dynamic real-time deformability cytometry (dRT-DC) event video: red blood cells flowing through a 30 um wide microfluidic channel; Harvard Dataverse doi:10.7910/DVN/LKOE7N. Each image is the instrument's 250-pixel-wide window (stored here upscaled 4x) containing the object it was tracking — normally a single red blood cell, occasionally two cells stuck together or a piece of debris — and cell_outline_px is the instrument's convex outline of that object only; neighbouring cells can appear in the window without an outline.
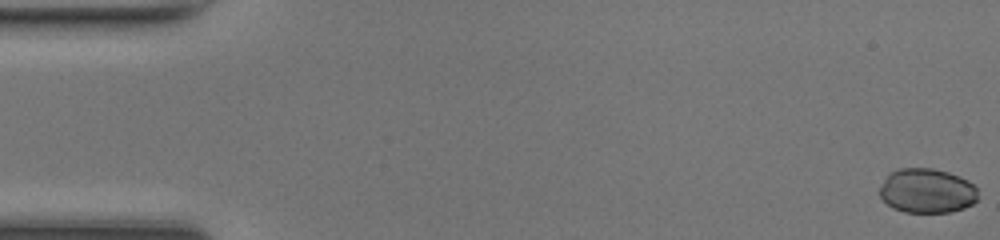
{"species": "common noctule bat (a hibernating species)", "species_latin": "Nyctalus noctula", "temperature_condition": "room temperature", "stored_images_in_passage": 50, "camera_frame_rate_fps": 3000, "um_per_image_px": 0.085, "animal": {"sex": "female", "body_mass_g": 17.0, "forearm_length_mm": 48.0}, "frame": {"image": 1, "passage_image": 1, "time_ms": 0.0, "image_size_px": [1000, 240], "cell_outline_px": [[976, 200], [972, 204], [964, 208], [948, 212], [904, 212], [892, 208], [880, 196], [880, 188], [884, 180], [892, 172], [900, 168], [932, 168], [948, 172], [968, 180], [976, 188]], "centroid_in_image_um": [78.78, 16.22], "position_along_channel_um": 6.2, "area_um2": 25.26}}
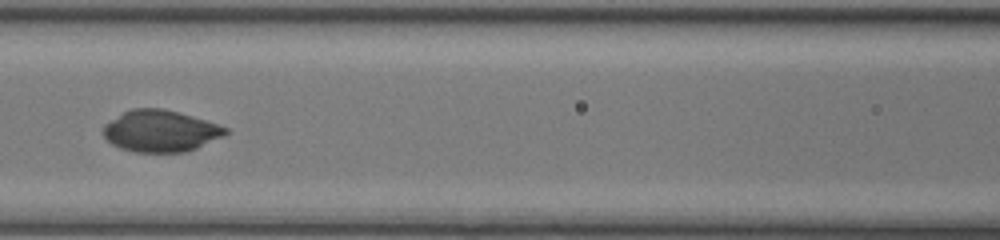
{"frame": {"image": 2, "passage_image": 22, "time_ms": 7.0, "image_size_px": [1000, 240], "cell_outline_px": [[228, 132], [224, 136], [196, 148], [184, 152], [136, 152], [120, 148], [112, 144], [104, 136], [104, 124], [124, 112], [132, 108], [160, 108], [192, 116], [228, 128]], "centroid_in_image_um": [13.63, 11.14], "position_along_channel_um": 153.0, "area_um2": 29.3}}
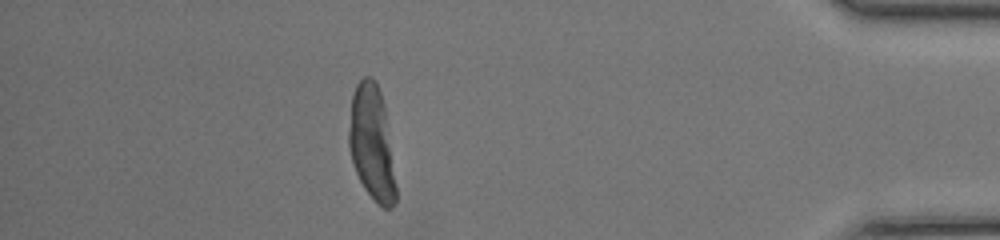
{"frame": {"image": 3, "passage_image": 43, "time_ms": 14.0, "image_size_px": [1000, 240], "cell_outline_px": [[396, 204], [392, 208], [384, 208], [364, 188], [356, 172], [348, 148], [348, 132], [352, 92], [356, 84], [364, 76], [372, 76], [376, 80], [384, 104], [396, 188]], "centroid_in_image_um": [31.58, 12.11], "position_along_channel_um": 403.6, "area_um2": 31.21}, "authors_computed_cell_mechanics": {"area_um2": 29.4202, "velocity_mm_per_s": 4.3057, "shape_relaxation_time_tau1_ms": 6.4287, "shape_relaxation_time_tau2_ms": 0.8508, "deformation_change_tau1": 0.2624, "deformation_change_tau2": 0.0203}}